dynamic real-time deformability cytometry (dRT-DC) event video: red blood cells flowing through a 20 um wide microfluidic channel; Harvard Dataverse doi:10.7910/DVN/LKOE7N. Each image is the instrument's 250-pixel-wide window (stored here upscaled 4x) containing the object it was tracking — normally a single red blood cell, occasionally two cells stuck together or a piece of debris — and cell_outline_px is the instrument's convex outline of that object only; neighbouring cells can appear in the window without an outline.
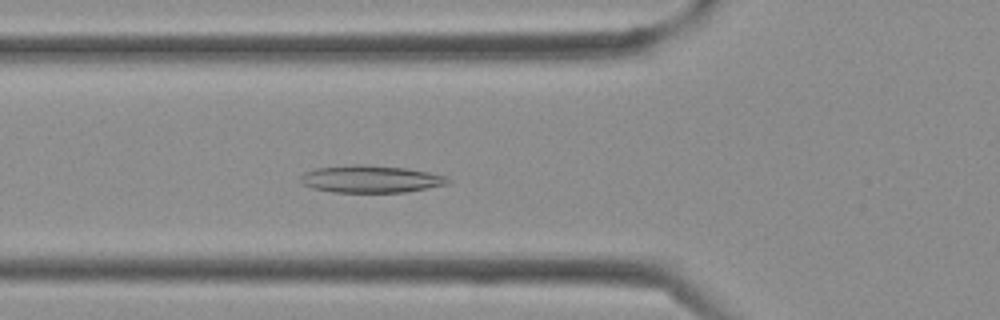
{"species": "Egyptian fruit bat (a non-hibernating species)", "species_latin": "Rousettus aegyptiacus", "temperature_condition": "cold", "stored_images_in_passage": 38, "camera_frame_rate_fps": 3000, "um_per_image_px": 0.085, "frame": {"image": 1, "passage_image": 13, "time_ms": 4.0, "image_size_px": [1000, 320], "cell_outline_px": [[452, 180], [448, 184], [428, 188], [404, 192], [332, 192], [312, 188], [304, 184], [300, 180], [300, 176], [304, 172], [316, 168], [352, 164], [364, 164], [404, 168], [428, 172], [448, 176]], "centroid_in_image_um": [31.52, 15.21], "position_along_channel_um": 94.3, "area_um2": 23.52}}
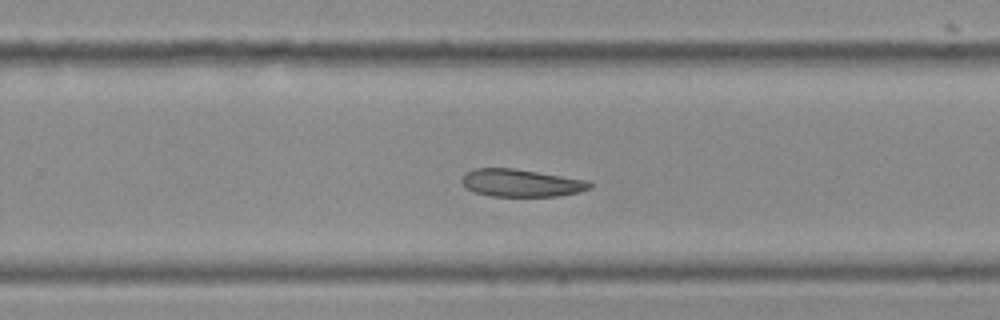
{"frame": {"image": 2, "passage_image": 24, "time_ms": 7.667, "image_size_px": [1000, 320], "cell_outline_px": [[592, 184], [588, 188], [580, 192], [556, 196], [492, 196], [476, 192], [468, 188], [460, 180], [464, 172], [472, 168], [512, 168], [588, 180]], "centroid_in_image_um": [44.26, 15.54], "position_along_channel_um": 285.5, "area_um2": 20.4}}
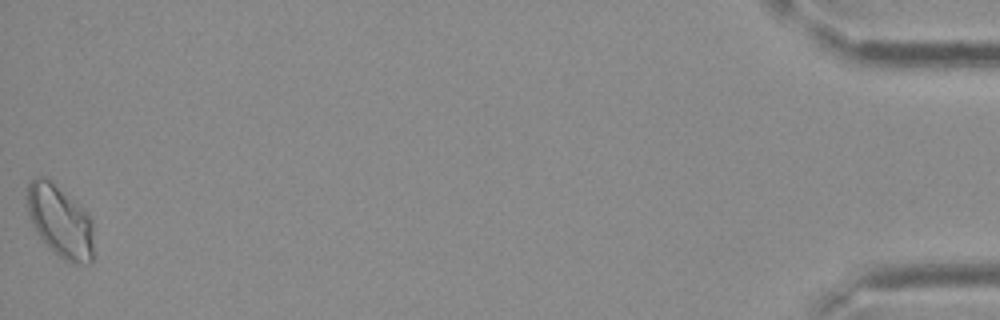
{"frame": {"image": 3, "passage_image": 38, "time_ms": 12.333, "image_size_px": [1000, 320], "cell_outline_px": [[92, 264], [72, 264], [64, 260], [40, 236], [32, 224], [28, 212], [28, 180], [36, 176], [44, 176], [80, 204], [88, 216], [92, 224]], "centroid_in_image_um": [5.12, 18.79], "position_along_channel_um": 430.1, "area_um2": 27.51}}